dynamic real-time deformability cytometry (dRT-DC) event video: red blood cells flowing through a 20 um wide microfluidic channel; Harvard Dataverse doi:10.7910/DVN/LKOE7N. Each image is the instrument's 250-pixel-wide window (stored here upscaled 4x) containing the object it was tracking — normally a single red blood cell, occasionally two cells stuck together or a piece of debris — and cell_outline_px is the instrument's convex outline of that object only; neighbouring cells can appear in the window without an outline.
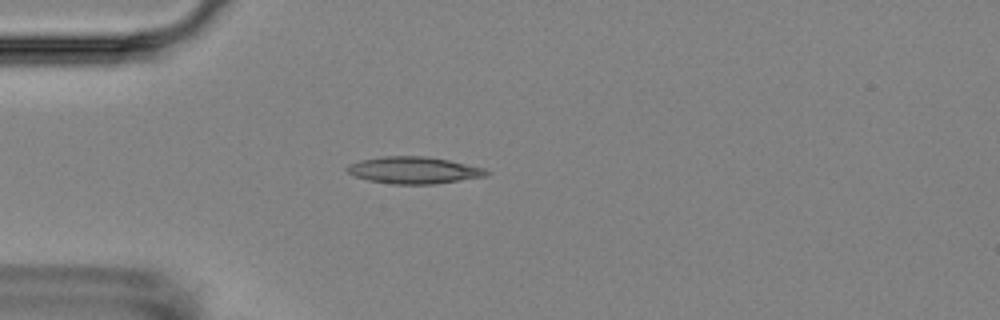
{"species": "Egyptian fruit bat (a non-hibernating species)", "species_latin": "Rousettus aegyptiacus", "temperature_condition": "room temperature", "stored_images_in_passage": 4, "camera_frame_rate_fps": 3000, "um_per_image_px": 0.085, "animal": {"sex": "female"}, "frame": {"image": 1, "passage_image": 4, "time_ms": 4.333, "image_size_px": [1000, 320], "cell_outline_px": [[492, 172], [484, 176], [436, 184], [392, 184], [368, 180], [356, 176], [348, 172], [344, 168], [348, 164], [360, 160], [384, 156], [428, 156], [448, 160], [484, 168]], "centroid_in_image_um": [35.15, 14.46], "position_along_channel_um": 49.8, "area_um2": 21.79}}